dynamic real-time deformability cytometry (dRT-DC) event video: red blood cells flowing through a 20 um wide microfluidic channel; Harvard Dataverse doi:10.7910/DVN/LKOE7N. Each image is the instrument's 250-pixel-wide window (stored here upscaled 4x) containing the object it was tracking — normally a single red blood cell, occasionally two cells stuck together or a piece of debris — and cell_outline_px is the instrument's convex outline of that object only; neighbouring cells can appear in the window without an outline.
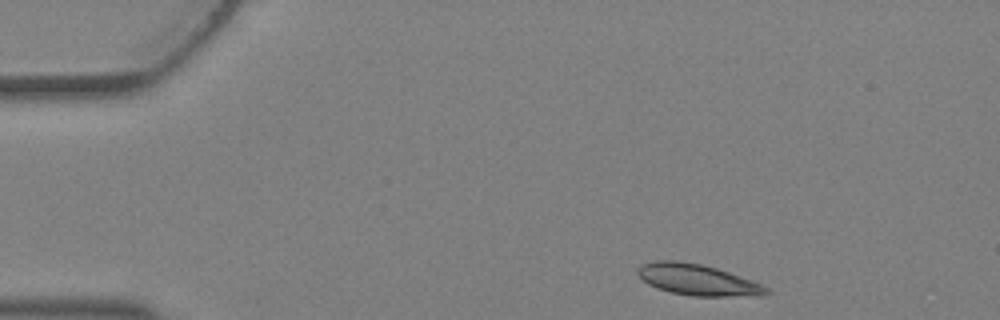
{"species": "Egyptian fruit bat (a non-hibernating species)", "species_latin": "Rousettus aegyptiacus", "temperature_condition": "warm", "stored_images_in_passage": 2, "camera_frame_rate_fps": 3000, "um_per_image_px": 0.085, "animal": {"sex": "female"}, "frame": {"image": 1, "passage_image": 1, "time_ms": 0.0, "image_size_px": [1000, 320], "cell_outline_px": [[772, 292], [764, 296], [692, 296], [672, 292], [656, 288], [648, 284], [636, 272], [636, 268], [640, 264], [656, 260], [676, 260], [700, 264], [716, 268], [740, 276], [760, 284], [768, 288]], "centroid_in_image_um": [59.28, 23.78], "position_along_channel_um": 25.7, "area_um2": 23.35}}